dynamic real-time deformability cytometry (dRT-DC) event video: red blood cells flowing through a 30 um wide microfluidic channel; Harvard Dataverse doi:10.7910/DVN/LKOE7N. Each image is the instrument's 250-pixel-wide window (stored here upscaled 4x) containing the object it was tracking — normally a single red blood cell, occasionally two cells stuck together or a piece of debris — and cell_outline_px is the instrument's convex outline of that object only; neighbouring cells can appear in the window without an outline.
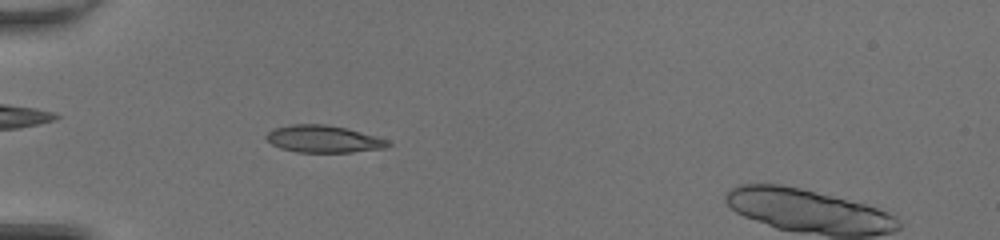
{"species": "common noctule bat (a hibernating species)", "species_latin": "Nyctalus noctula", "temperature_condition": "room temperature", "stored_images_in_passage": 41, "camera_frame_rate_fps": 3000, "um_per_image_px": 0.085, "animal": {"sex": "female", "body_mass_g": 20.0, "forearm_length_mm": 54.0}, "frame": {"image": 1, "passage_image": 7, "time_ms": 2.0, "image_size_px": [1000, 240], "cell_outline_px": [[392, 144], [388, 148], [352, 152], [296, 152], [280, 148], [272, 144], [264, 136], [272, 128], [292, 124], [324, 124], [344, 128], [376, 136], [388, 140]], "centroid_in_image_um": [27.49, 11.82], "position_along_channel_um": 57.5, "area_um2": 19.31}}
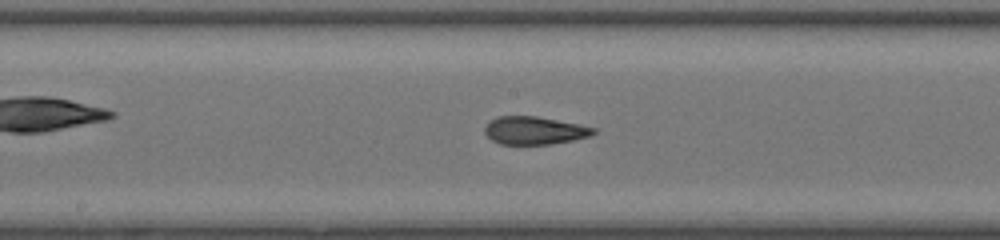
{"frame": {"image": 2, "passage_image": 18, "time_ms": 5.667, "image_size_px": [1000, 240], "cell_outline_px": [[596, 132], [592, 136], [552, 144], [500, 144], [492, 140], [484, 132], [484, 128], [488, 120], [496, 116], [536, 116], [596, 128]], "centroid_in_image_um": [45.39, 11.09], "position_along_channel_um": 202.8, "area_um2": 17.69}}
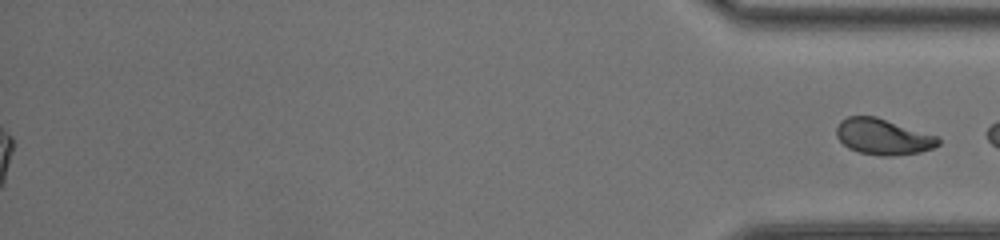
{"frame": {"image": 3, "passage_image": 41, "time_ms": 13.333, "image_size_px": [1000, 240], "cell_outline_px": [[940, 144], [932, 148], [920, 152], [896, 156], [880, 156], [860, 152], [848, 148], [836, 136], [836, 128], [840, 120], [848, 116], [876, 116], [936, 136], [940, 140]], "centroid_in_image_um": [75.03, 11.62], "position_along_channel_um": 360.2, "area_um2": 21.27}}